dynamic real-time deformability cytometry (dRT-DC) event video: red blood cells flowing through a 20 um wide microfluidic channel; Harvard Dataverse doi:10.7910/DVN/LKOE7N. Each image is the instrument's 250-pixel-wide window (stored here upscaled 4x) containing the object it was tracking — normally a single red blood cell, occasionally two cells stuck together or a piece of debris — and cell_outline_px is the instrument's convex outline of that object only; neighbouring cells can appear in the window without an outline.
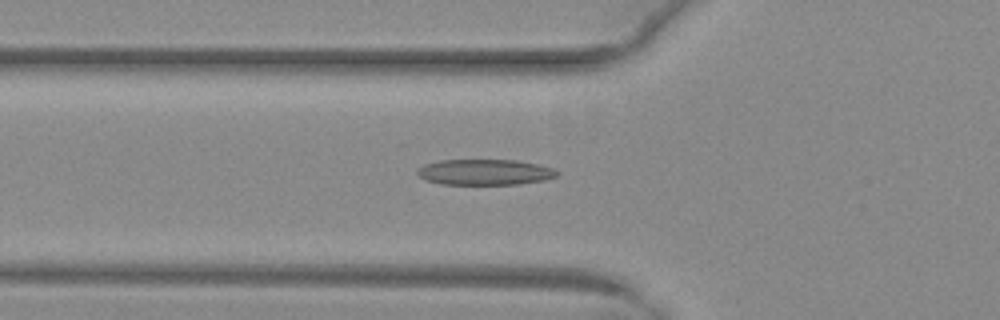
{"species": "common noctule bat (a hibernating species)", "species_latin": "Nyctalus noctula", "temperature_condition": "warm", "stored_images_in_passage": 39, "camera_frame_rate_fps": 3000, "um_per_image_px": 0.085, "animal": {"sex": "female", "body_mass_g": 29.2, "forearm_length_mm": 56.3}, "frame": {"image": 1, "passage_image": 9, "time_ms": 2.667, "image_size_px": [1000, 320], "cell_outline_px": [[560, 172], [556, 176], [544, 180], [520, 184], [440, 184], [424, 180], [416, 172], [416, 168], [424, 164], [440, 160], [516, 160], [536, 164], [552, 168]], "centroid_in_image_um": [41.16, 14.63], "position_along_channel_um": 84.6, "area_um2": 20.98}}
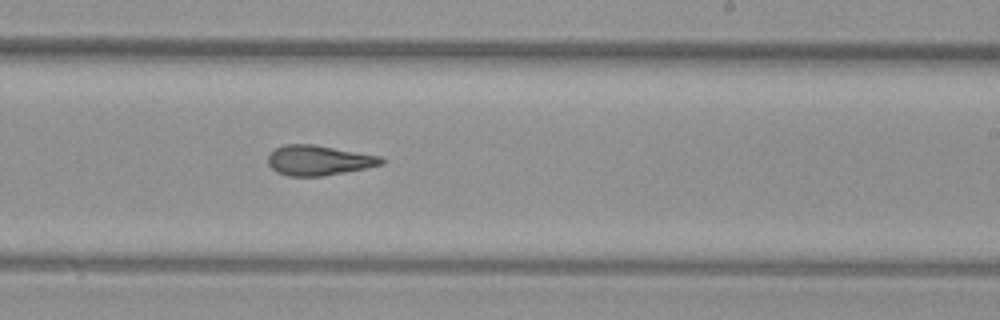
{"frame": {"image": 2, "passage_image": 22, "time_ms": 7.0, "image_size_px": [1000, 320], "cell_outline_px": [[384, 164], [324, 176], [288, 176], [276, 172], [268, 164], [268, 156], [276, 148], [284, 144], [316, 144], [380, 156], [384, 160]], "centroid_in_image_um": [27.07, 13.62], "position_along_channel_um": 261.9, "area_um2": 19.83}}
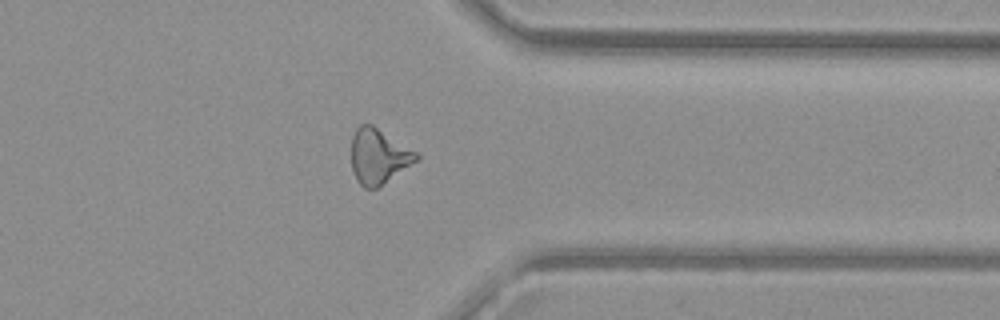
{"frame": {"image": 3, "passage_image": 31, "time_ms": 10.0, "image_size_px": [1000, 320], "cell_outline_px": [[420, 160], [376, 188], [364, 188], [356, 180], [352, 168], [352, 136], [356, 128], [360, 124], [372, 124], [416, 152], [420, 156]], "centroid_in_image_um": [32.18, 13.29], "position_along_channel_um": 379.2, "area_um2": 20.75}}